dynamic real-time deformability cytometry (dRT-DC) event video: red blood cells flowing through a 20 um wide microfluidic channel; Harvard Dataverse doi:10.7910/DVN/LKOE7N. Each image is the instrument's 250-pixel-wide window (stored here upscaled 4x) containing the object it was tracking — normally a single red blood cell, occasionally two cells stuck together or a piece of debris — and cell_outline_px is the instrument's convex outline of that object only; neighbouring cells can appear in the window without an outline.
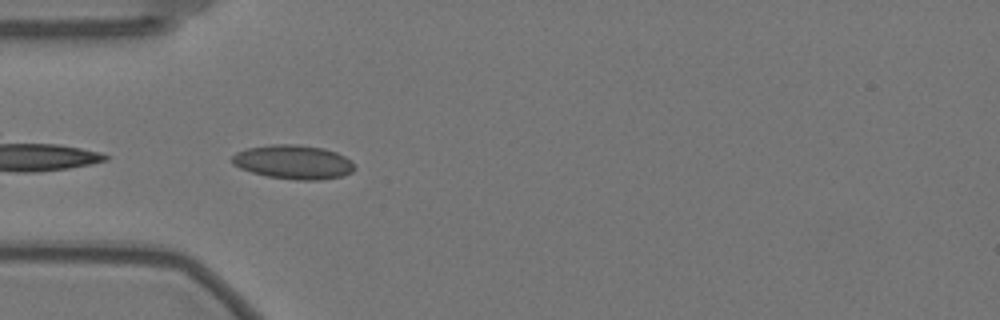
{"species": "Egyptian fruit bat (a non-hibernating species)", "species_latin": "Rousettus aegyptiacus", "temperature_condition": "warm", "stored_images_in_passage": 42, "camera_frame_rate_fps": 3000, "um_per_image_px": 0.085, "animal": {"sex": "female"}, "frame": {"image": 1, "passage_image": 2, "time_ms": 0.333, "image_size_px": [1000, 320], "cell_outline_px": [[356, 168], [352, 172], [344, 176], [320, 180], [296, 180], [268, 176], [252, 172], [240, 168], [232, 164], [228, 160], [236, 152], [248, 148], [272, 144], [296, 144], [324, 148], [336, 152], [352, 160]], "centroid_in_image_um": [24.95, 13.77], "position_along_channel_um": 60.1, "area_um2": 24.57}}
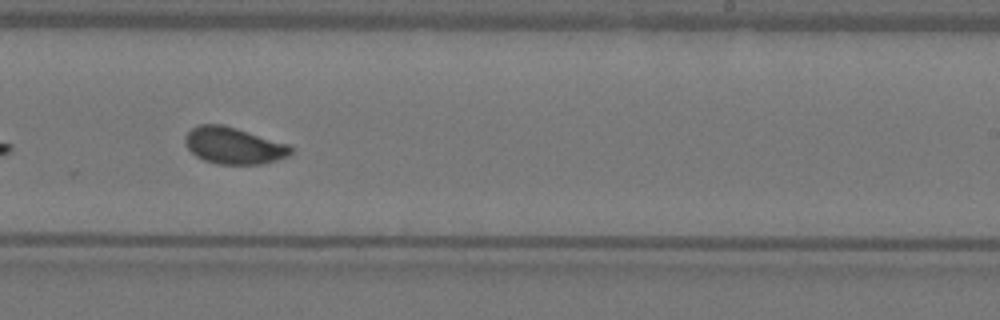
{"frame": {"image": 2, "passage_image": 20, "time_ms": 6.333, "image_size_px": [1000, 320], "cell_outline_px": [[292, 152], [288, 156], [276, 160], [260, 164], [216, 164], [204, 160], [196, 156], [184, 144], [184, 136], [192, 128], [200, 124], [224, 124], [288, 144], [292, 148]], "centroid_in_image_um": [19.83, 12.37], "position_along_channel_um": 269.2, "area_um2": 22.6}}
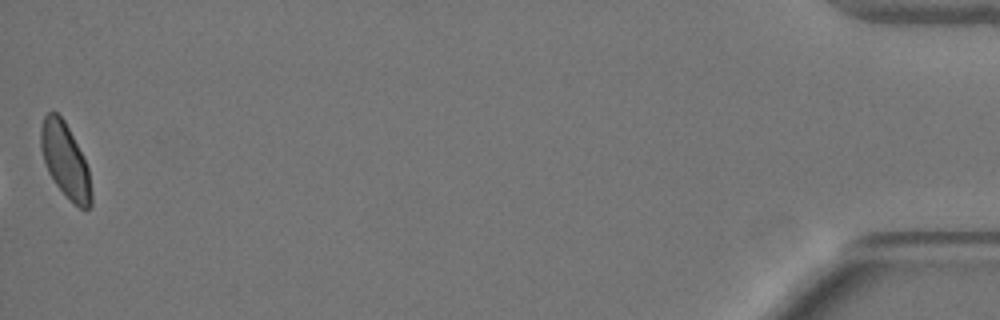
{"frame": {"image": 3, "passage_image": 42, "time_ms": 13.667, "image_size_px": [1000, 320], "cell_outline_px": [[92, 204], [88, 208], [80, 208], [56, 184], [48, 172], [40, 148], [40, 128], [44, 116], [48, 112], [56, 112], [64, 120], [88, 168], [92, 192]], "centroid_in_image_um": [5.53, 13.62], "position_along_channel_um": 429.7, "area_um2": 21.33}, "authors_computed_cell_mechanics": {"area_um2": 22.1952, "velocity_mm_per_s": 3.5153, "shape_relaxation_time_tau1_ms": 4.3665, "shape_relaxation_time_tau2_ms": null, "deformation_change_tau1": 0.0883, "deformation_change_tau2": null}}